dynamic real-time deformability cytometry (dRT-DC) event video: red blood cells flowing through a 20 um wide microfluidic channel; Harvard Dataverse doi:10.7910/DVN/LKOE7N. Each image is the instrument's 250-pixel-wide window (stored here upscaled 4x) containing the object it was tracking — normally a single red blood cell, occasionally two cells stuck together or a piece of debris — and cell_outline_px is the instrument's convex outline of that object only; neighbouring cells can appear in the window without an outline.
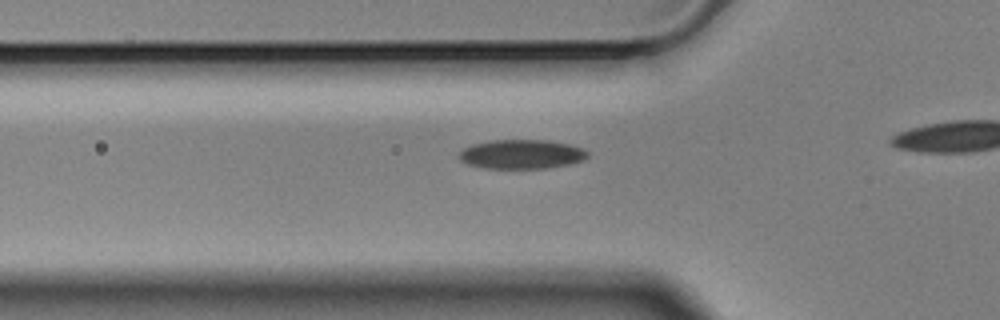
{"species": "Egyptian fruit bat (a non-hibernating species)", "species_latin": "Rousettus aegyptiacus", "temperature_condition": "cold", "stored_images_in_passage": 41, "camera_frame_rate_fps": 3000, "um_per_image_px": 0.085, "animal": {"sex": "male"}, "frame": {"image": 1, "passage_image": 14, "time_ms": 4.333, "image_size_px": [1000, 320], "cell_outline_px": [[588, 156], [584, 160], [568, 164], [544, 168], [484, 168], [468, 164], [460, 160], [456, 156], [464, 148], [472, 144], [492, 140], [548, 140], [568, 144], [580, 148], [588, 152]], "centroid_in_image_um": [44.29, 13.1], "position_along_channel_um": 81.5, "area_um2": 21.79}}
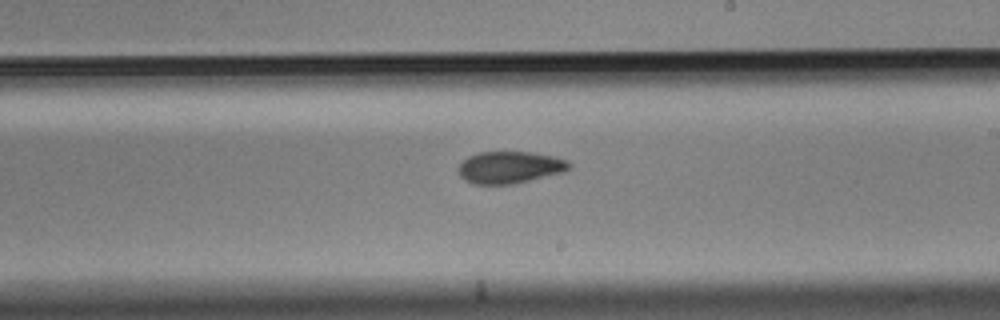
{"frame": {"image": 2, "passage_image": 28, "time_ms": 9.0, "image_size_px": [1000, 320], "cell_outline_px": [[572, 168], [564, 172], [512, 184], [476, 184], [460, 176], [460, 164], [468, 156], [480, 152], [532, 152], [556, 156], [568, 160], [572, 164]], "centroid_in_image_um": [43.42, 14.21], "position_along_channel_um": 245.6, "area_um2": 20.58}}
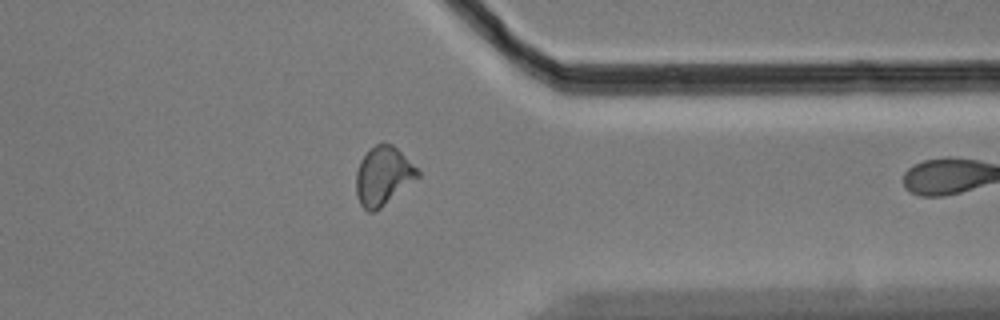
{"frame": {"image": 3, "passage_image": 40, "time_ms": 13.0, "image_size_px": [1000, 320], "cell_outline_px": [[420, 176], [376, 212], [368, 212], [360, 204], [356, 196], [356, 172], [360, 160], [376, 144], [392, 144], [420, 172]], "centroid_in_image_um": [32.54, 15.0], "position_along_channel_um": 378.9, "area_um2": 20.75}}